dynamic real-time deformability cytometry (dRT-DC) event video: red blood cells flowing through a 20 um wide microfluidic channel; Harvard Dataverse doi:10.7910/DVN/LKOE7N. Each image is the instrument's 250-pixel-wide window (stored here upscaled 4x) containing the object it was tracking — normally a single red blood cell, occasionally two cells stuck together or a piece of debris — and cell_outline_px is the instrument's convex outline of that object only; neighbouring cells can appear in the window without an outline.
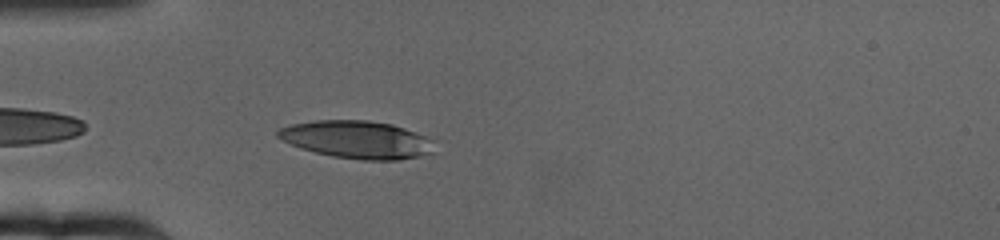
{"species": "human", "species_latin": "Homo sapiens", "temperature_condition": "cold", "stored_images_in_passage": 45, "camera_frame_rate_fps": 3000, "um_per_image_px": 0.085, "donor": {"sex": "female"}, "frame": {"image": 1, "passage_image": 3, "time_ms": 0.667, "image_size_px": [1000, 240], "cell_outline_px": [[432, 152], [420, 156], [400, 160], [364, 160], [332, 156], [300, 148], [276, 136], [276, 132], [280, 128], [292, 124], [316, 120], [368, 120], [392, 124], [404, 128], [424, 136], [432, 140]], "centroid_in_image_um": [30.33, 11.86], "position_along_channel_um": 54.7, "area_um2": 34.04}}
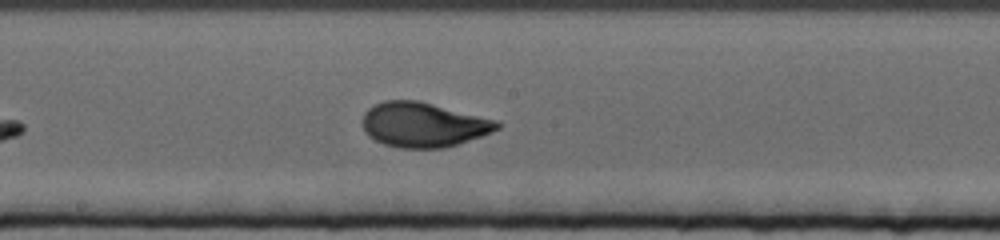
{"frame": {"image": 2, "passage_image": 19, "time_ms": 6.0, "image_size_px": [1000, 240], "cell_outline_px": [[504, 124], [500, 128], [492, 132], [444, 148], [400, 148], [384, 144], [368, 136], [360, 120], [364, 112], [372, 104], [384, 100], [420, 100], [500, 120]], "centroid_in_image_um": [36.0, 10.57], "position_along_channel_um": 212.2, "area_um2": 35.66}}
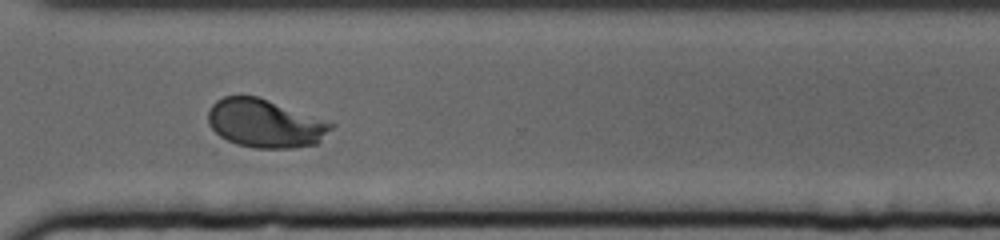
{"frame": {"image": 3, "passage_image": 32, "time_ms": 10.333, "image_size_px": [1000, 240], "cell_outline_px": [[336, 124], [316, 144], [292, 148], [256, 148], [236, 144], [220, 136], [208, 124], [208, 112], [212, 104], [216, 100], [224, 96], [256, 96], [332, 120]], "centroid_in_image_um": [22.58, 10.48], "position_along_channel_um": 348.0, "area_um2": 34.97}, "authors_computed_cell_mechanics": {"area_um2": 34.2176, "velocity_mm_per_s": 3.1338, "shape_relaxation_time_tau1_ms": 4.1693, "shape_relaxation_time_tau2_ms": null, "deformation_change_tau1": 0.1873, "deformation_change_tau2": null}}